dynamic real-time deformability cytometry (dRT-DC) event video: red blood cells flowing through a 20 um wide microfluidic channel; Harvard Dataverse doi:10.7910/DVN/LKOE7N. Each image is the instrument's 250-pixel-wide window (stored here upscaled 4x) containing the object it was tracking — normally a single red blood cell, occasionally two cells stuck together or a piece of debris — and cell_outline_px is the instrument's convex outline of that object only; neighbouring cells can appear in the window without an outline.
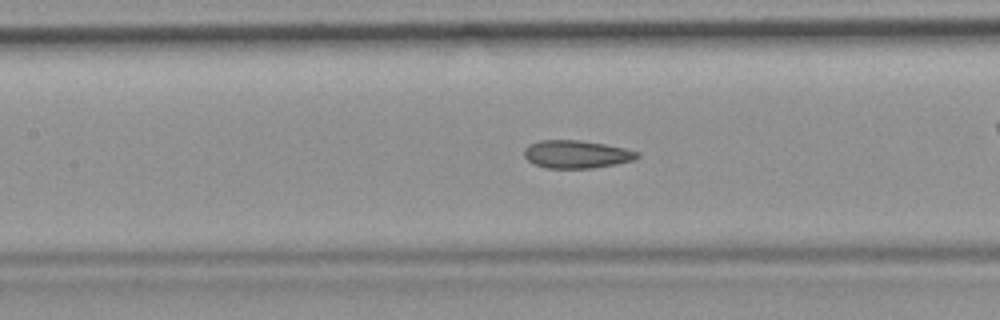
{"species": "common noctule bat (a hibernating species)", "species_latin": "Nyctalus noctula", "temperature_condition": "room temperature", "stored_images_in_passage": 43, "camera_frame_rate_fps": 3000, "um_per_image_px": 0.085, "animal": {"sex": "female", "body_mass_g": 19.9}, "frame": {"image": 1, "passage_image": 13, "time_ms": 4.0, "image_size_px": [1000, 320], "cell_outline_px": [[640, 156], [636, 160], [616, 164], [592, 168], [548, 168], [536, 164], [528, 160], [524, 156], [524, 148], [528, 144], [540, 140], [580, 140], [604, 144], [624, 148], [640, 152]], "centroid_in_image_um": [49.02, 13.11], "position_along_channel_um": 158.4, "area_um2": 18.44}, "authors_computed_cell_mechanics": {"area_um2": 18.785, "velocity_mm_per_s": 3.8217, "shape_relaxation_time_tau1_ms": null, "shape_relaxation_time_tau2_ms": 2.9709, "deformation_change_tau1": null, "deformation_change_tau2": 0.0945}}